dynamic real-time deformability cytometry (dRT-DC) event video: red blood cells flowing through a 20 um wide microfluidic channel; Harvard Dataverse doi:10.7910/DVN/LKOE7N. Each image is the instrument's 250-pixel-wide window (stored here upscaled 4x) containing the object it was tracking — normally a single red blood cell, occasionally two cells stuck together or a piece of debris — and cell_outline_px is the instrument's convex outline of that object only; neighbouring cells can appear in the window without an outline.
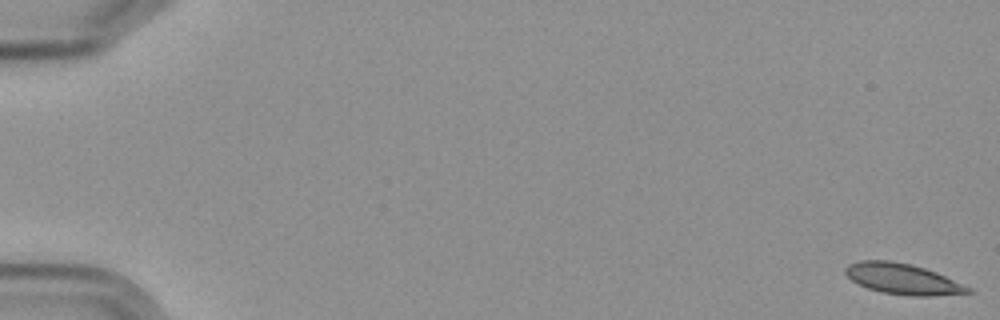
{"species": "Egyptian fruit bat (a non-hibernating species)", "species_latin": "Rousettus aegyptiacus", "temperature_condition": "cold", "stored_images_in_passage": 6, "camera_frame_rate_fps": 3000, "um_per_image_px": 0.085, "frame": {"image": 1, "passage_image": 1, "time_ms": 0.0, "image_size_px": [1000, 320], "cell_outline_px": [[976, 292], [932, 296], [912, 296], [880, 292], [868, 288], [852, 280], [844, 272], [844, 268], [848, 264], [860, 260], [888, 260], [912, 264], [936, 272], [972, 288]], "centroid_in_image_um": [76.74, 23.71], "position_along_channel_um": 8.3, "area_um2": 22.02}}
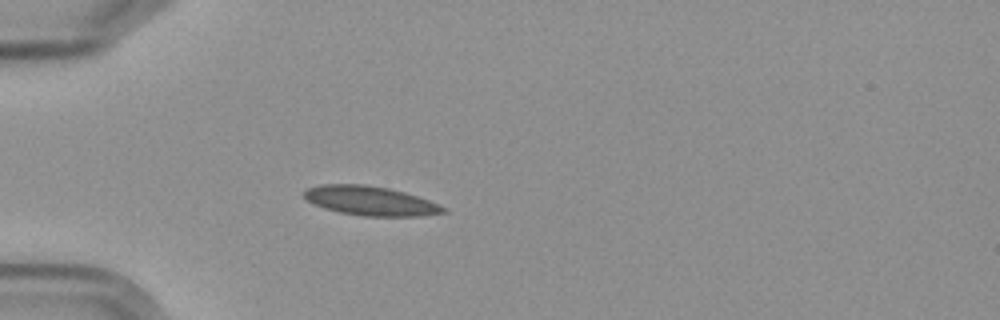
{"frame": {"image": 2, "passage_image": 6, "time_ms": 5.667, "image_size_px": [1000, 320], "cell_outline_px": [[444, 212], [420, 216], [360, 216], [340, 212], [324, 208], [308, 200], [300, 192], [304, 188], [320, 184], [364, 184], [388, 188], [404, 192], [428, 200], [444, 208]], "centroid_in_image_um": [31.38, 17.05], "position_along_channel_um": 53.6, "area_um2": 23.58}}